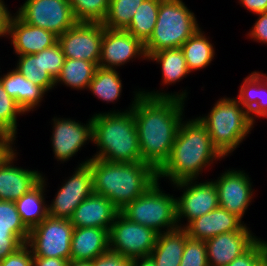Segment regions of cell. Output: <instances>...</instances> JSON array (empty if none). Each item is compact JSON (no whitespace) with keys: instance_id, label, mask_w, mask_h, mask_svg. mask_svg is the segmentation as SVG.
<instances>
[{"instance_id":"cell-40","label":"cell","mask_w":267,"mask_h":266,"mask_svg":"<svg viewBox=\"0 0 267 266\" xmlns=\"http://www.w3.org/2000/svg\"><path fill=\"white\" fill-rule=\"evenodd\" d=\"M34 255L27 243L0 262V266H33Z\"/></svg>"},{"instance_id":"cell-31","label":"cell","mask_w":267,"mask_h":266,"mask_svg":"<svg viewBox=\"0 0 267 266\" xmlns=\"http://www.w3.org/2000/svg\"><path fill=\"white\" fill-rule=\"evenodd\" d=\"M162 0H144L139 5L130 25L125 29L143 44L153 33L157 21L159 5Z\"/></svg>"},{"instance_id":"cell-26","label":"cell","mask_w":267,"mask_h":266,"mask_svg":"<svg viewBox=\"0 0 267 266\" xmlns=\"http://www.w3.org/2000/svg\"><path fill=\"white\" fill-rule=\"evenodd\" d=\"M44 178L45 176L35 188L15 201L17 211L29 229L40 224L49 215L44 194L47 179Z\"/></svg>"},{"instance_id":"cell-19","label":"cell","mask_w":267,"mask_h":266,"mask_svg":"<svg viewBox=\"0 0 267 266\" xmlns=\"http://www.w3.org/2000/svg\"><path fill=\"white\" fill-rule=\"evenodd\" d=\"M257 239L251 231H232L206 240L209 266H227Z\"/></svg>"},{"instance_id":"cell-25","label":"cell","mask_w":267,"mask_h":266,"mask_svg":"<svg viewBox=\"0 0 267 266\" xmlns=\"http://www.w3.org/2000/svg\"><path fill=\"white\" fill-rule=\"evenodd\" d=\"M187 237V231L179 227L159 233L149 257L156 266H180Z\"/></svg>"},{"instance_id":"cell-37","label":"cell","mask_w":267,"mask_h":266,"mask_svg":"<svg viewBox=\"0 0 267 266\" xmlns=\"http://www.w3.org/2000/svg\"><path fill=\"white\" fill-rule=\"evenodd\" d=\"M227 266H267V242L258 238Z\"/></svg>"},{"instance_id":"cell-14","label":"cell","mask_w":267,"mask_h":266,"mask_svg":"<svg viewBox=\"0 0 267 266\" xmlns=\"http://www.w3.org/2000/svg\"><path fill=\"white\" fill-rule=\"evenodd\" d=\"M147 59L144 44L127 30L104 27L98 67L117 69L133 58Z\"/></svg>"},{"instance_id":"cell-11","label":"cell","mask_w":267,"mask_h":266,"mask_svg":"<svg viewBox=\"0 0 267 266\" xmlns=\"http://www.w3.org/2000/svg\"><path fill=\"white\" fill-rule=\"evenodd\" d=\"M173 186L178 190L183 189V194L176 198L179 228H184L195 218L219 207L218 191L213 180L199 183L195 179H189L175 182ZM181 218H186L187 223L183 225Z\"/></svg>"},{"instance_id":"cell-4","label":"cell","mask_w":267,"mask_h":266,"mask_svg":"<svg viewBox=\"0 0 267 266\" xmlns=\"http://www.w3.org/2000/svg\"><path fill=\"white\" fill-rule=\"evenodd\" d=\"M134 101L123 111H108L92 116L93 143L97 151L92 158L107 162H142L138 132L132 111Z\"/></svg>"},{"instance_id":"cell-42","label":"cell","mask_w":267,"mask_h":266,"mask_svg":"<svg viewBox=\"0 0 267 266\" xmlns=\"http://www.w3.org/2000/svg\"><path fill=\"white\" fill-rule=\"evenodd\" d=\"M23 244L13 232H0V262Z\"/></svg>"},{"instance_id":"cell-2","label":"cell","mask_w":267,"mask_h":266,"mask_svg":"<svg viewBox=\"0 0 267 266\" xmlns=\"http://www.w3.org/2000/svg\"><path fill=\"white\" fill-rule=\"evenodd\" d=\"M224 157L213 146L206 126L198 117L182 121L171 154L157 171V178L175 182L195 179L203 169ZM202 172V173H201Z\"/></svg>"},{"instance_id":"cell-17","label":"cell","mask_w":267,"mask_h":266,"mask_svg":"<svg viewBox=\"0 0 267 266\" xmlns=\"http://www.w3.org/2000/svg\"><path fill=\"white\" fill-rule=\"evenodd\" d=\"M12 148L0 160V201L15 202L35 188L42 180L40 171L14 166L17 152Z\"/></svg>"},{"instance_id":"cell-28","label":"cell","mask_w":267,"mask_h":266,"mask_svg":"<svg viewBox=\"0 0 267 266\" xmlns=\"http://www.w3.org/2000/svg\"><path fill=\"white\" fill-rule=\"evenodd\" d=\"M147 60L161 64L162 83L174 84L190 74L181 48L164 49L151 54Z\"/></svg>"},{"instance_id":"cell-12","label":"cell","mask_w":267,"mask_h":266,"mask_svg":"<svg viewBox=\"0 0 267 266\" xmlns=\"http://www.w3.org/2000/svg\"><path fill=\"white\" fill-rule=\"evenodd\" d=\"M88 160L80 163L69 179L59 188L48 205V214L55 218L70 219L77 206L93 193V176Z\"/></svg>"},{"instance_id":"cell-3","label":"cell","mask_w":267,"mask_h":266,"mask_svg":"<svg viewBox=\"0 0 267 266\" xmlns=\"http://www.w3.org/2000/svg\"><path fill=\"white\" fill-rule=\"evenodd\" d=\"M93 192L107 197L119 210L143 195L158 180L157 171L145 162L119 163L91 158Z\"/></svg>"},{"instance_id":"cell-48","label":"cell","mask_w":267,"mask_h":266,"mask_svg":"<svg viewBox=\"0 0 267 266\" xmlns=\"http://www.w3.org/2000/svg\"><path fill=\"white\" fill-rule=\"evenodd\" d=\"M132 266H156L150 257L137 258L132 260Z\"/></svg>"},{"instance_id":"cell-15","label":"cell","mask_w":267,"mask_h":266,"mask_svg":"<svg viewBox=\"0 0 267 266\" xmlns=\"http://www.w3.org/2000/svg\"><path fill=\"white\" fill-rule=\"evenodd\" d=\"M214 183L218 191L219 207L242 220L254 194L253 185L247 173L244 170L229 168Z\"/></svg>"},{"instance_id":"cell-7","label":"cell","mask_w":267,"mask_h":266,"mask_svg":"<svg viewBox=\"0 0 267 266\" xmlns=\"http://www.w3.org/2000/svg\"><path fill=\"white\" fill-rule=\"evenodd\" d=\"M159 185L158 179L143 195L120 210L129 220L149 227L158 234L179 227L176 197L165 193Z\"/></svg>"},{"instance_id":"cell-47","label":"cell","mask_w":267,"mask_h":266,"mask_svg":"<svg viewBox=\"0 0 267 266\" xmlns=\"http://www.w3.org/2000/svg\"><path fill=\"white\" fill-rule=\"evenodd\" d=\"M13 143L15 142L0 132V160L13 148Z\"/></svg>"},{"instance_id":"cell-35","label":"cell","mask_w":267,"mask_h":266,"mask_svg":"<svg viewBox=\"0 0 267 266\" xmlns=\"http://www.w3.org/2000/svg\"><path fill=\"white\" fill-rule=\"evenodd\" d=\"M77 22L102 23L110 0H69Z\"/></svg>"},{"instance_id":"cell-18","label":"cell","mask_w":267,"mask_h":266,"mask_svg":"<svg viewBox=\"0 0 267 266\" xmlns=\"http://www.w3.org/2000/svg\"><path fill=\"white\" fill-rule=\"evenodd\" d=\"M184 229L190 238L203 241L222 233L250 231L244 221L221 207L195 218Z\"/></svg>"},{"instance_id":"cell-30","label":"cell","mask_w":267,"mask_h":266,"mask_svg":"<svg viewBox=\"0 0 267 266\" xmlns=\"http://www.w3.org/2000/svg\"><path fill=\"white\" fill-rule=\"evenodd\" d=\"M122 80L116 69L97 67L87 90L101 101H117L122 92Z\"/></svg>"},{"instance_id":"cell-23","label":"cell","mask_w":267,"mask_h":266,"mask_svg":"<svg viewBox=\"0 0 267 266\" xmlns=\"http://www.w3.org/2000/svg\"><path fill=\"white\" fill-rule=\"evenodd\" d=\"M236 99L248 112L253 123L256 117L267 118V75L251 72L240 85Z\"/></svg>"},{"instance_id":"cell-20","label":"cell","mask_w":267,"mask_h":266,"mask_svg":"<svg viewBox=\"0 0 267 266\" xmlns=\"http://www.w3.org/2000/svg\"><path fill=\"white\" fill-rule=\"evenodd\" d=\"M8 36L16 55L36 54L58 42L52 32L25 23L16 14L10 19Z\"/></svg>"},{"instance_id":"cell-43","label":"cell","mask_w":267,"mask_h":266,"mask_svg":"<svg viewBox=\"0 0 267 266\" xmlns=\"http://www.w3.org/2000/svg\"><path fill=\"white\" fill-rule=\"evenodd\" d=\"M258 15V19L254 23L252 29H250L249 37L257 42L267 44V12H263Z\"/></svg>"},{"instance_id":"cell-5","label":"cell","mask_w":267,"mask_h":266,"mask_svg":"<svg viewBox=\"0 0 267 266\" xmlns=\"http://www.w3.org/2000/svg\"><path fill=\"white\" fill-rule=\"evenodd\" d=\"M206 126L213 146L225 158L251 133L254 123L236 98H220L204 117H198Z\"/></svg>"},{"instance_id":"cell-34","label":"cell","mask_w":267,"mask_h":266,"mask_svg":"<svg viewBox=\"0 0 267 266\" xmlns=\"http://www.w3.org/2000/svg\"><path fill=\"white\" fill-rule=\"evenodd\" d=\"M25 114L14 98L4 89L0 82V132L15 141L17 134V116Z\"/></svg>"},{"instance_id":"cell-13","label":"cell","mask_w":267,"mask_h":266,"mask_svg":"<svg viewBox=\"0 0 267 266\" xmlns=\"http://www.w3.org/2000/svg\"><path fill=\"white\" fill-rule=\"evenodd\" d=\"M104 26L102 23L77 22L58 37L65 58L100 61Z\"/></svg>"},{"instance_id":"cell-10","label":"cell","mask_w":267,"mask_h":266,"mask_svg":"<svg viewBox=\"0 0 267 266\" xmlns=\"http://www.w3.org/2000/svg\"><path fill=\"white\" fill-rule=\"evenodd\" d=\"M15 14L25 23L57 37L77 23L69 0H26Z\"/></svg>"},{"instance_id":"cell-16","label":"cell","mask_w":267,"mask_h":266,"mask_svg":"<svg viewBox=\"0 0 267 266\" xmlns=\"http://www.w3.org/2000/svg\"><path fill=\"white\" fill-rule=\"evenodd\" d=\"M52 120L51 145L57 161L64 163L70 160L87 141L93 142L92 117L86 125L70 118L54 117Z\"/></svg>"},{"instance_id":"cell-22","label":"cell","mask_w":267,"mask_h":266,"mask_svg":"<svg viewBox=\"0 0 267 266\" xmlns=\"http://www.w3.org/2000/svg\"><path fill=\"white\" fill-rule=\"evenodd\" d=\"M70 247V259L92 261L109 250V230L74 227Z\"/></svg>"},{"instance_id":"cell-41","label":"cell","mask_w":267,"mask_h":266,"mask_svg":"<svg viewBox=\"0 0 267 266\" xmlns=\"http://www.w3.org/2000/svg\"><path fill=\"white\" fill-rule=\"evenodd\" d=\"M93 266H132V259L126 258L117 252L106 251L92 260Z\"/></svg>"},{"instance_id":"cell-38","label":"cell","mask_w":267,"mask_h":266,"mask_svg":"<svg viewBox=\"0 0 267 266\" xmlns=\"http://www.w3.org/2000/svg\"><path fill=\"white\" fill-rule=\"evenodd\" d=\"M180 266H209L206 241L196 240L188 236Z\"/></svg>"},{"instance_id":"cell-8","label":"cell","mask_w":267,"mask_h":266,"mask_svg":"<svg viewBox=\"0 0 267 266\" xmlns=\"http://www.w3.org/2000/svg\"><path fill=\"white\" fill-rule=\"evenodd\" d=\"M74 226L70 219L47 216L30 229L27 244L34 257H55L70 260Z\"/></svg>"},{"instance_id":"cell-33","label":"cell","mask_w":267,"mask_h":266,"mask_svg":"<svg viewBox=\"0 0 267 266\" xmlns=\"http://www.w3.org/2000/svg\"><path fill=\"white\" fill-rule=\"evenodd\" d=\"M144 0H110L108 13L102 24L105 28L125 30Z\"/></svg>"},{"instance_id":"cell-45","label":"cell","mask_w":267,"mask_h":266,"mask_svg":"<svg viewBox=\"0 0 267 266\" xmlns=\"http://www.w3.org/2000/svg\"><path fill=\"white\" fill-rule=\"evenodd\" d=\"M249 12L260 14L267 12V0H238Z\"/></svg>"},{"instance_id":"cell-21","label":"cell","mask_w":267,"mask_h":266,"mask_svg":"<svg viewBox=\"0 0 267 266\" xmlns=\"http://www.w3.org/2000/svg\"><path fill=\"white\" fill-rule=\"evenodd\" d=\"M120 210L105 196L92 193L74 210L70 222L74 227H96L110 230Z\"/></svg>"},{"instance_id":"cell-44","label":"cell","mask_w":267,"mask_h":266,"mask_svg":"<svg viewBox=\"0 0 267 266\" xmlns=\"http://www.w3.org/2000/svg\"><path fill=\"white\" fill-rule=\"evenodd\" d=\"M4 0H0V37H8L9 23L12 17V13L8 11Z\"/></svg>"},{"instance_id":"cell-1","label":"cell","mask_w":267,"mask_h":266,"mask_svg":"<svg viewBox=\"0 0 267 266\" xmlns=\"http://www.w3.org/2000/svg\"><path fill=\"white\" fill-rule=\"evenodd\" d=\"M132 111L142 162L158 171L168 160L184 120L186 90L174 93L135 91Z\"/></svg>"},{"instance_id":"cell-36","label":"cell","mask_w":267,"mask_h":266,"mask_svg":"<svg viewBox=\"0 0 267 266\" xmlns=\"http://www.w3.org/2000/svg\"><path fill=\"white\" fill-rule=\"evenodd\" d=\"M0 232H13L23 243L28 241L30 229L22 221L13 201H0Z\"/></svg>"},{"instance_id":"cell-29","label":"cell","mask_w":267,"mask_h":266,"mask_svg":"<svg viewBox=\"0 0 267 266\" xmlns=\"http://www.w3.org/2000/svg\"><path fill=\"white\" fill-rule=\"evenodd\" d=\"M96 68L97 66L90 61L65 58L60 74L55 80V86L63 83L75 90L88 89Z\"/></svg>"},{"instance_id":"cell-32","label":"cell","mask_w":267,"mask_h":266,"mask_svg":"<svg viewBox=\"0 0 267 266\" xmlns=\"http://www.w3.org/2000/svg\"><path fill=\"white\" fill-rule=\"evenodd\" d=\"M16 69L28 80L43 87L47 92L55 87V80L44 69L42 51L36 54L18 55Z\"/></svg>"},{"instance_id":"cell-6","label":"cell","mask_w":267,"mask_h":266,"mask_svg":"<svg viewBox=\"0 0 267 266\" xmlns=\"http://www.w3.org/2000/svg\"><path fill=\"white\" fill-rule=\"evenodd\" d=\"M199 28L183 0H162L153 33L144 44L147 58L164 49L181 48Z\"/></svg>"},{"instance_id":"cell-9","label":"cell","mask_w":267,"mask_h":266,"mask_svg":"<svg viewBox=\"0 0 267 266\" xmlns=\"http://www.w3.org/2000/svg\"><path fill=\"white\" fill-rule=\"evenodd\" d=\"M158 233L118 213L109 230V250L129 259L149 257Z\"/></svg>"},{"instance_id":"cell-24","label":"cell","mask_w":267,"mask_h":266,"mask_svg":"<svg viewBox=\"0 0 267 266\" xmlns=\"http://www.w3.org/2000/svg\"><path fill=\"white\" fill-rule=\"evenodd\" d=\"M0 82L5 91L15 99L24 113L33 111L39 106L47 91L28 80L25 76L20 74L16 69L8 71L2 77L0 75Z\"/></svg>"},{"instance_id":"cell-46","label":"cell","mask_w":267,"mask_h":266,"mask_svg":"<svg viewBox=\"0 0 267 266\" xmlns=\"http://www.w3.org/2000/svg\"><path fill=\"white\" fill-rule=\"evenodd\" d=\"M68 260L55 257H34L33 266H67Z\"/></svg>"},{"instance_id":"cell-27","label":"cell","mask_w":267,"mask_h":266,"mask_svg":"<svg viewBox=\"0 0 267 266\" xmlns=\"http://www.w3.org/2000/svg\"><path fill=\"white\" fill-rule=\"evenodd\" d=\"M212 44L201 28L183 43L181 49L190 73L206 68L213 61L215 50Z\"/></svg>"},{"instance_id":"cell-49","label":"cell","mask_w":267,"mask_h":266,"mask_svg":"<svg viewBox=\"0 0 267 266\" xmlns=\"http://www.w3.org/2000/svg\"><path fill=\"white\" fill-rule=\"evenodd\" d=\"M67 266H93L92 261H87V260H72L70 259L68 261Z\"/></svg>"},{"instance_id":"cell-39","label":"cell","mask_w":267,"mask_h":266,"mask_svg":"<svg viewBox=\"0 0 267 266\" xmlns=\"http://www.w3.org/2000/svg\"><path fill=\"white\" fill-rule=\"evenodd\" d=\"M65 55L60 44L57 42L52 47L42 50V63L44 69L56 80L64 65Z\"/></svg>"}]
</instances>
